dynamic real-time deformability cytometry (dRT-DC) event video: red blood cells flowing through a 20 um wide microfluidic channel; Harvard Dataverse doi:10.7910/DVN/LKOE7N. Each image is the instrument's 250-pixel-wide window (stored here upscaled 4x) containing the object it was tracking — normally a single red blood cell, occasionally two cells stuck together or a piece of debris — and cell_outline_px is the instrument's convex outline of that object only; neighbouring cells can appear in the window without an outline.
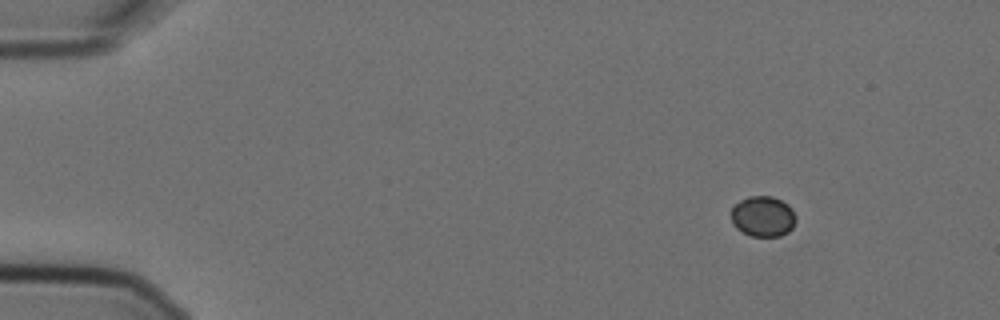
{"species": "Egyptian fruit bat (a non-hibernating species)", "species_latin": "Rousettus aegyptiacus", "temperature_condition": "cold", "stored_images_in_passage": 6, "camera_frame_rate_fps": 3000, "um_per_image_px": 0.085, "animal": {"sex": "female"}, "frame": {"image": 1, "passage_image": 2, "time_ms": 0.333, "image_size_px": [1000, 320], "cell_outline_px": [[796, 220], [792, 228], [788, 232], [780, 236], [752, 236], [736, 228], [732, 224], [732, 208], [740, 200], [748, 196], [772, 196], [788, 204], [792, 208], [796, 216]], "centroid_in_image_um": [64.87, 18.39], "position_along_channel_um": 20.1, "area_um2": 15.32}}
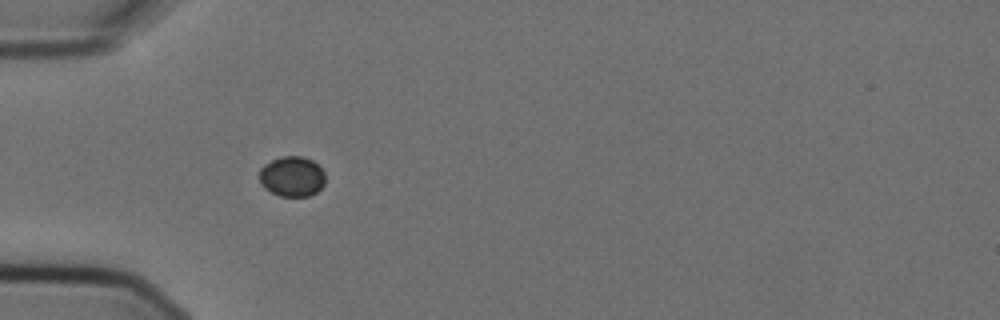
{"frame": {"image": 2, "passage_image": 5, "time_ms": 1.333, "image_size_px": [1000, 320], "cell_outline_px": [[324, 184], [316, 192], [308, 196], [280, 196], [264, 188], [260, 184], [260, 168], [264, 164], [272, 160], [284, 156], [300, 156], [312, 160], [324, 172]], "centroid_in_image_um": [24.8, 15.0], "position_along_channel_um": 60.2, "area_um2": 15.32}}
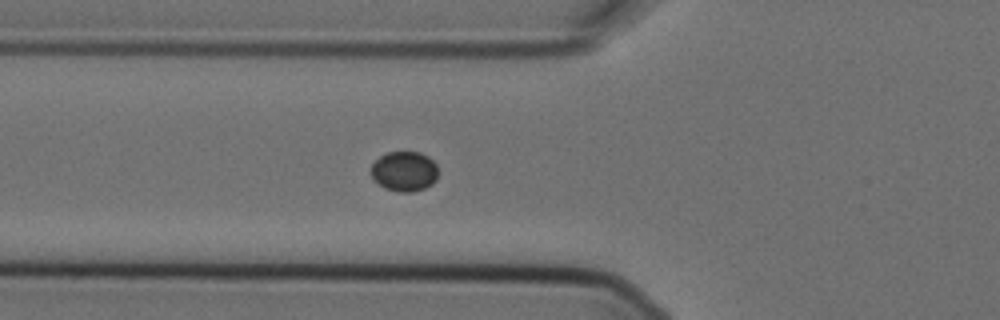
{"frame": {"image": 3, "passage_image": 6, "time_ms": 1.667, "image_size_px": [1000, 320], "cell_outline_px": [[436, 180], [432, 184], [424, 188], [412, 192], [396, 192], [384, 188], [372, 180], [372, 164], [380, 156], [388, 152], [420, 152], [428, 156], [436, 164]], "centroid_in_image_um": [34.35, 14.57], "position_along_channel_um": 91.5, "area_um2": 15.66}}